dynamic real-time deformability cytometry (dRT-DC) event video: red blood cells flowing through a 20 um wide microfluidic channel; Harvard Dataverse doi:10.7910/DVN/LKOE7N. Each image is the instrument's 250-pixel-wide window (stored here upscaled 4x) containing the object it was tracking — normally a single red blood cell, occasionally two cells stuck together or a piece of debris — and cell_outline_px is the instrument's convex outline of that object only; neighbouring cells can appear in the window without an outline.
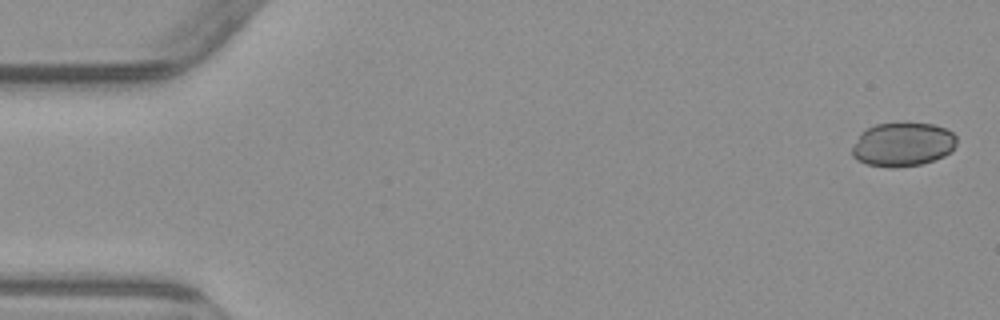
{"species": "common noctule bat (a hibernating species)", "species_latin": "Nyctalus noctula", "temperature_condition": "warm", "stored_images_in_passage": 4, "segment_of_instrument_passage": [1, 2], "camera_frame_rate_fps": 3000, "um_per_image_px": 0.085, "animal": {"sex": "male", "body_mass_g": 23.1, "forearm_length_mm": 52.7}, "frame": {"image": 1, "passage_image": 1, "time_ms": 0.0, "image_size_px": [1000, 320], "cell_outline_px": [[956, 144], [952, 152], [944, 156], [920, 164], [892, 168], [888, 168], [868, 164], [856, 160], [852, 156], [852, 148], [860, 132], [876, 124], [904, 120], [932, 124], [944, 128], [952, 132], [956, 136]], "centroid_in_image_um": [76.72, 12.24], "position_along_channel_um": 8.3, "area_um2": 27.4}}